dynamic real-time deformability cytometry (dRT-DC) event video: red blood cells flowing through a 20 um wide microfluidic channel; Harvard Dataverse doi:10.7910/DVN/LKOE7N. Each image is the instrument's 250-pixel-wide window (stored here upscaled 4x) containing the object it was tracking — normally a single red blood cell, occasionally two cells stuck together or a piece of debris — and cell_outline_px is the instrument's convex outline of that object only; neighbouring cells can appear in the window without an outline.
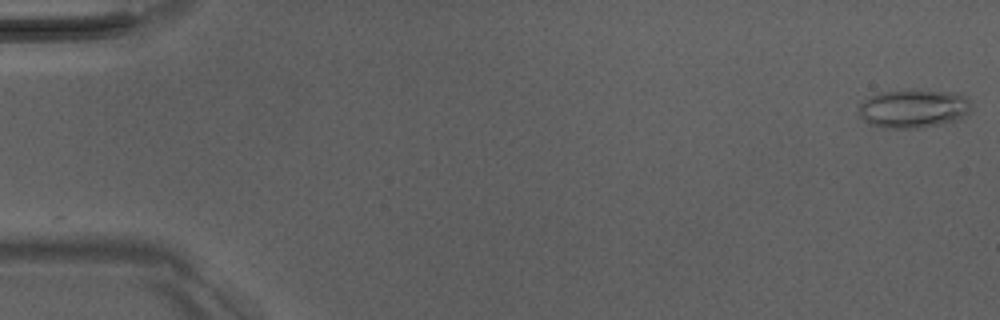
{"species": "Egyptian fruit bat (a non-hibernating species)", "species_latin": "Rousettus aegyptiacus", "temperature_condition": "room temperature", "stored_images_in_passage": 51, "camera_frame_rate_fps": 3000, "um_per_image_px": 0.085, "animal": {"sex": "male"}, "frame": {"image": 1, "passage_image": 1, "time_ms": 0.0, "image_size_px": [1000, 320], "cell_outline_px": [[972, 112], [956, 120], [940, 124], [920, 128], [888, 128], [868, 124], [856, 116], [860, 104], [864, 100], [880, 92], [912, 88], [916, 88], [960, 92], [968, 100], [972, 108]], "centroid_in_image_um": [77.64, 9.2], "position_along_channel_um": 7.4, "area_um2": 26.18}}
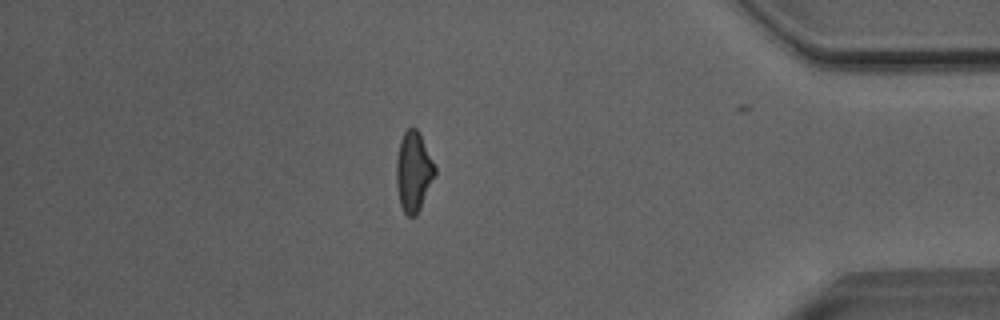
{"frame": {"image": 2, "passage_image": 44, "time_ms": 14.333, "image_size_px": [1000, 320], "cell_outline_px": [[436, 172], [420, 208], [416, 216], [408, 216], [404, 212], [400, 204], [396, 184], [396, 160], [400, 140], [404, 132], [408, 128], [416, 128], [420, 132], [436, 168]], "centroid_in_image_um": [35.14, 14.56], "position_along_channel_um": 400.1, "area_um2": 17.86}}
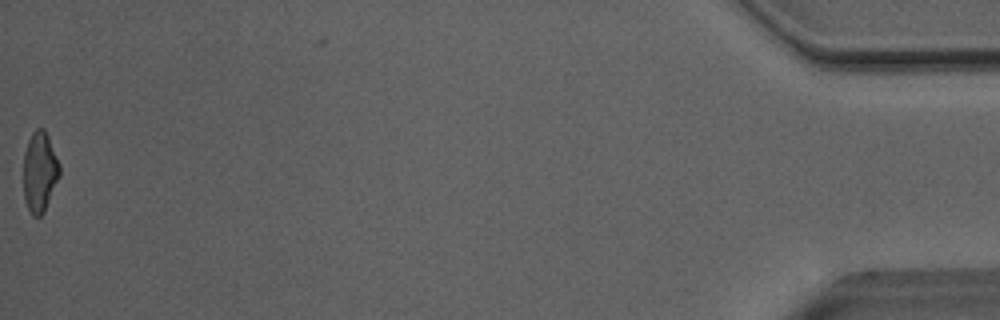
{"frame": {"image": 3, "passage_image": 51, "time_ms": 16.667, "image_size_px": [1000, 320], "cell_outline_px": [[60, 176], [44, 212], [40, 216], [32, 216], [24, 200], [24, 152], [28, 140], [32, 132], [36, 128], [44, 128], [48, 136], [60, 164]], "centroid_in_image_um": [3.38, 14.6], "position_along_channel_um": 431.8, "area_um2": 16.99}, "authors_computed_cell_mechanics": {"area_um2": 18.496, "velocity_mm_per_s": 4.0908, "shape_relaxation_time_tau1_ms": null, "shape_relaxation_time_tau2_ms": 4.1424, "deformation_change_tau1": null, "deformation_change_tau2": 0.1376}}